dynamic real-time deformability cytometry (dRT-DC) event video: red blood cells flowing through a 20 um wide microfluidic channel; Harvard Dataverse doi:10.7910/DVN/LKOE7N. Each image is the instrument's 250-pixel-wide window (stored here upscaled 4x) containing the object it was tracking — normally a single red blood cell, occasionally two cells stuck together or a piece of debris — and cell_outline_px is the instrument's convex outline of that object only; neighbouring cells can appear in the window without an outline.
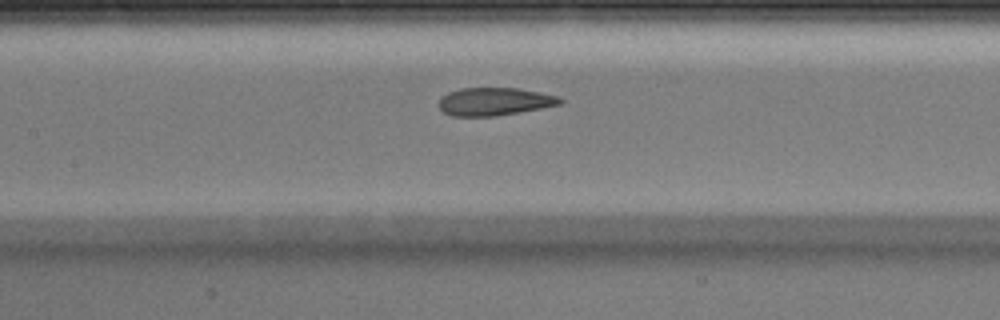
{"species": "Egyptian fruit bat (a non-hibernating species)", "species_latin": "Rousettus aegyptiacus", "temperature_condition": "warm", "stored_images_in_passage": 28, "camera_frame_rate_fps": 3000, "um_per_image_px": 0.085, "animal": {"sex": "male"}, "frame": {"image": 1, "passage_image": 7, "time_ms": 2.0, "image_size_px": [1000, 320], "cell_outline_px": [[564, 104], [496, 116], [452, 116], [444, 112], [440, 108], [440, 96], [448, 92], [460, 88], [516, 88], [540, 92], [556, 96], [564, 100]], "centroid_in_image_um": [42.04, 8.63], "position_along_channel_um": 165.4, "area_um2": 19.71}}
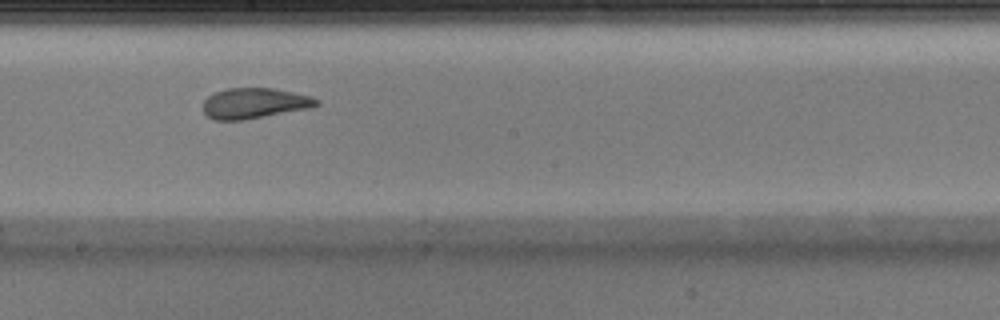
{"frame": {"image": 2, "passage_image": 11, "time_ms": 3.333, "image_size_px": [1000, 320], "cell_outline_px": [[320, 104], [308, 108], [244, 120], [216, 120], [208, 116], [204, 112], [204, 100], [208, 96], [216, 92], [228, 88], [276, 88], [312, 96], [320, 100]], "centroid_in_image_um": [21.65, 8.77], "position_along_channel_um": 226.5, "area_um2": 20.11}}
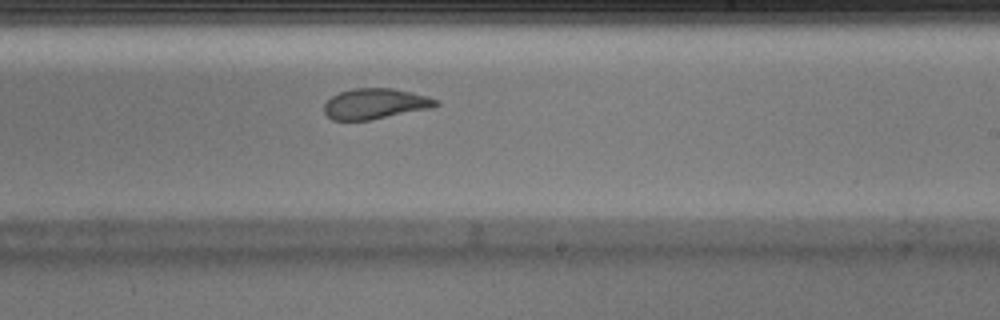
{"frame": {"image": 3, "passage_image": 13, "time_ms": 4.0, "image_size_px": [1000, 320], "cell_outline_px": [[440, 104], [432, 108], [368, 120], [332, 120], [324, 112], [324, 104], [332, 96], [340, 92], [352, 88], [392, 88], [428, 96], [436, 100]], "centroid_in_image_um": [31.88, 8.81], "position_along_channel_um": 257.1, "area_um2": 19.77}}